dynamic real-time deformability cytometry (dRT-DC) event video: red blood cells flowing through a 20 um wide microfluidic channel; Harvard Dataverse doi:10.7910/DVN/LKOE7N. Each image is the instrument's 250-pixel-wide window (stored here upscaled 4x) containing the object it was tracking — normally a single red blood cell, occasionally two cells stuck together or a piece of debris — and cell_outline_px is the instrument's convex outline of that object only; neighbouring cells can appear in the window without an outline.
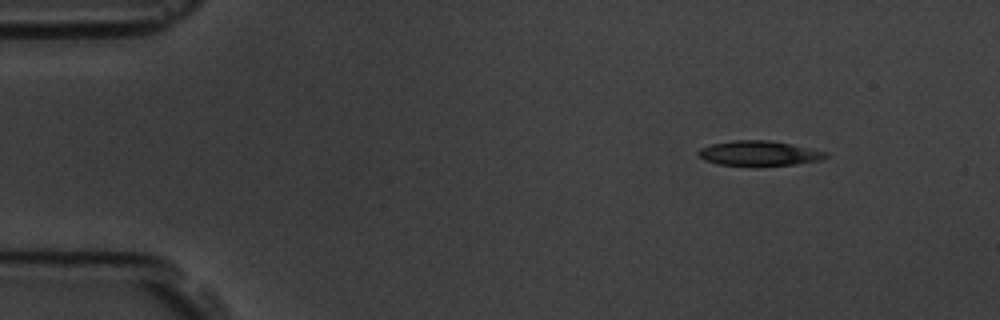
{"species": "common noctule bat (a hibernating species)", "species_latin": "Nyctalus noctula", "temperature_condition": "room temperature", "stored_images_in_passage": 5, "camera_frame_rate_fps": 3000, "um_per_image_px": 0.085, "animal": {"sex": "male", "body_mass_g": 19.5, "forearm_length_mm": 54.6}, "frame": {"image": 1, "passage_image": 1, "time_ms": 0.0, "image_size_px": [1000, 320], "cell_outline_px": [[828, 156], [820, 160], [796, 164], [720, 164], [704, 160], [696, 156], [696, 152], [700, 148], [712, 144], [732, 140], [768, 140], [792, 144], [828, 152]], "centroid_in_image_um": [64.5, 13.0], "position_along_channel_um": 20.5, "area_um2": 18.09}}
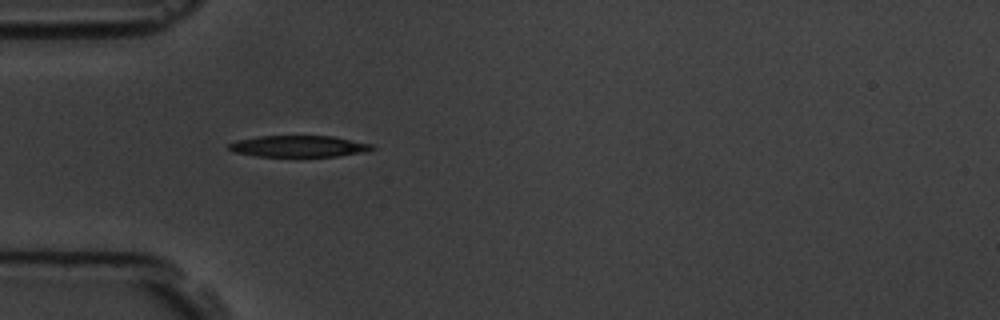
{"frame": {"image": 2, "passage_image": 4, "time_ms": 3.333, "image_size_px": [1000, 320], "cell_outline_px": [[376, 148], [368, 152], [340, 156], [256, 156], [236, 152], [228, 148], [228, 144], [236, 140], [260, 136], [332, 136], [372, 144]], "centroid_in_image_um": [25.44, 12.43], "position_along_channel_um": 59.6, "area_um2": 17.86}}
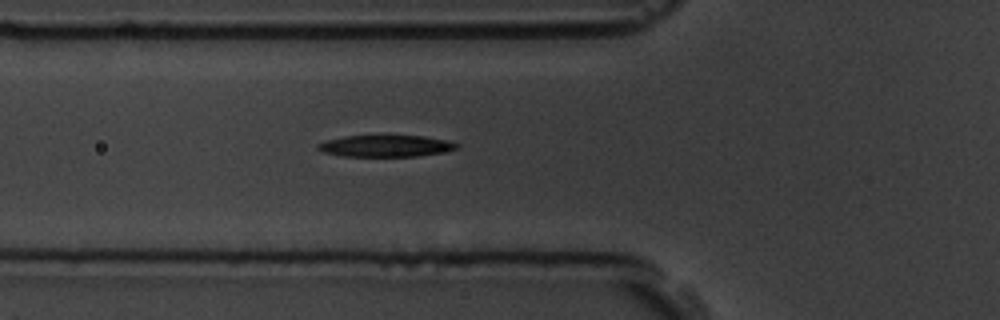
{"frame": {"image": 3, "passage_image": 5, "time_ms": 4.333, "image_size_px": [1000, 320], "cell_outline_px": [[460, 148], [444, 152], [416, 156], [340, 156], [324, 152], [316, 148], [316, 144], [328, 140], [344, 136], [424, 136], [444, 140], [460, 144]], "centroid_in_image_um": [32.79, 12.41], "position_along_channel_um": 93.0, "area_um2": 17.4}}